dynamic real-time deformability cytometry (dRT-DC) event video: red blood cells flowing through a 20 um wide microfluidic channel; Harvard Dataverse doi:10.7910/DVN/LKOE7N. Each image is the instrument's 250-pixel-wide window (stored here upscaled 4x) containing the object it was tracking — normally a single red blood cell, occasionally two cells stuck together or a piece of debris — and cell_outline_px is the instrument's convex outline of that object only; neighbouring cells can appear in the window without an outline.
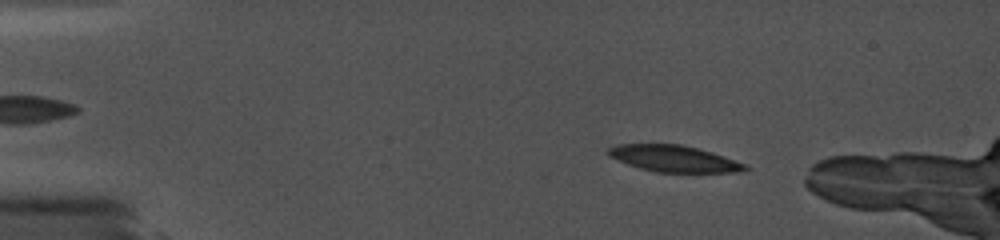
{"species": "common noctule bat (a hibernating species)", "species_latin": "Nyctalus noctula", "temperature_condition": "cold", "stored_images_in_passage": 3, "camera_frame_rate_fps": 5000, "um_per_image_px": 0.085, "animal": {"sex": "female", "body_mass_g": 19.0, "forearm_length_mm": 56.7}, "frame": {"image": 1, "passage_image": 1, "time_ms": 0.0, "image_size_px": [1000, 240], "cell_outline_px": [[748, 168], [744, 172], [656, 172], [640, 168], [628, 164], [608, 156], [604, 152], [608, 148], [616, 144], [680, 144], [712, 152], [748, 164]], "centroid_in_image_um": [57.28, 13.48], "position_along_channel_um": 27.7, "area_um2": 21.21}}